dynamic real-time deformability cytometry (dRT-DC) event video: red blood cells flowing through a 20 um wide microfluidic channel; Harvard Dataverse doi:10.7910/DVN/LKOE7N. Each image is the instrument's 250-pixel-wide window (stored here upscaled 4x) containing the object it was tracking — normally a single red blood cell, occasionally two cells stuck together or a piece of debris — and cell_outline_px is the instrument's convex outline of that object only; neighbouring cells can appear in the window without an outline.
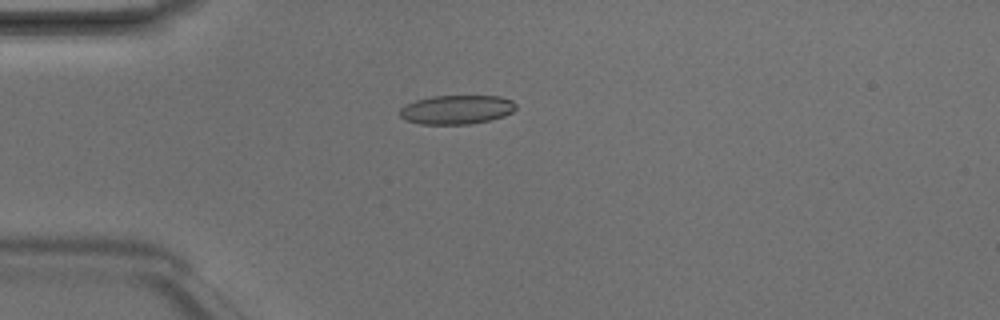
{"species": "Egyptian fruit bat (a non-hibernating species)", "species_latin": "Rousettus aegyptiacus", "temperature_condition": "room temperature", "stored_images_in_passage": 5, "camera_frame_rate_fps": 3000, "um_per_image_px": 0.085, "animal": {"sex": "male"}, "frame": {"image": 1, "passage_image": 4, "time_ms": 1.0, "image_size_px": [1000, 320], "cell_outline_px": [[516, 108], [512, 112], [504, 116], [472, 124], [420, 124], [404, 120], [400, 116], [400, 108], [416, 100], [432, 96], [500, 96], [512, 100], [516, 104]], "centroid_in_image_um": [38.82, 9.32], "position_along_channel_um": 46.2, "area_um2": 19.65}}